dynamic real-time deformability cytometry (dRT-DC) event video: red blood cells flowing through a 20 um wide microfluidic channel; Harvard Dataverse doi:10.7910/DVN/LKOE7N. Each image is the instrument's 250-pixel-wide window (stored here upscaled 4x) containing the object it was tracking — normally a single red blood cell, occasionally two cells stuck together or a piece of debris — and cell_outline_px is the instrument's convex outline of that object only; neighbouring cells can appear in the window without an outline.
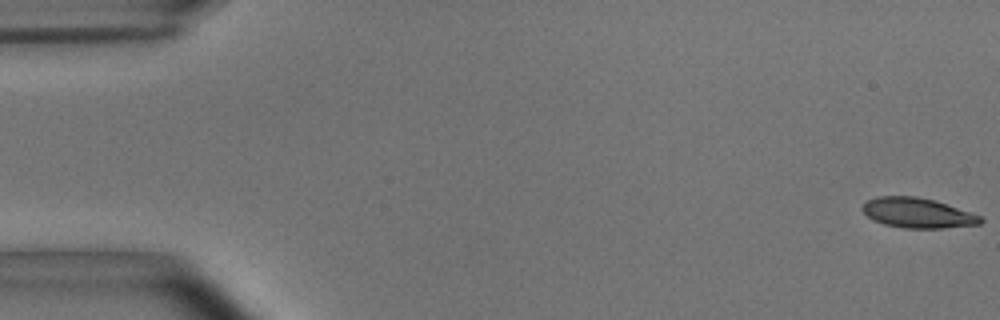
{"species": "common noctule bat (a hibernating species)", "species_latin": "Nyctalus noctula", "temperature_condition": "room temperature", "stored_images_in_passage": 16, "camera_frame_rate_fps": 3000, "um_per_image_px": 0.085, "animal": {"sex": "male", "body_mass_g": 15.6}, "frame": {"image": 1, "passage_image": 1, "time_ms": 0.0, "image_size_px": [1000, 320], "cell_outline_px": [[984, 220], [980, 224], [944, 228], [904, 228], [884, 224], [868, 216], [860, 208], [868, 200], [876, 196], [916, 196], [936, 200], [980, 216]], "centroid_in_image_um": [77.99, 18.09], "position_along_channel_um": 7.0, "area_um2": 20.52}}
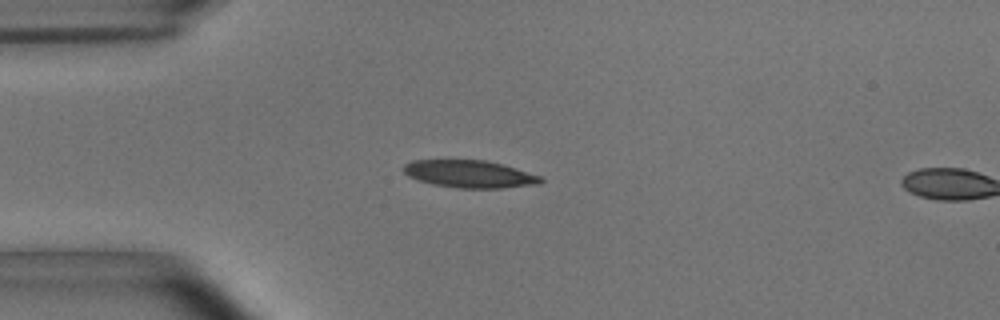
{"frame": {"image": 2, "passage_image": 14, "time_ms": 4.333, "image_size_px": [1000, 320], "cell_outline_px": [[544, 180], [540, 184], [500, 188], [456, 188], [432, 184], [408, 176], [404, 172], [404, 164], [412, 160], [484, 160], [500, 164], [540, 176]], "centroid_in_image_um": [39.89, 14.8], "position_along_channel_um": 45.1, "area_um2": 21.68}}